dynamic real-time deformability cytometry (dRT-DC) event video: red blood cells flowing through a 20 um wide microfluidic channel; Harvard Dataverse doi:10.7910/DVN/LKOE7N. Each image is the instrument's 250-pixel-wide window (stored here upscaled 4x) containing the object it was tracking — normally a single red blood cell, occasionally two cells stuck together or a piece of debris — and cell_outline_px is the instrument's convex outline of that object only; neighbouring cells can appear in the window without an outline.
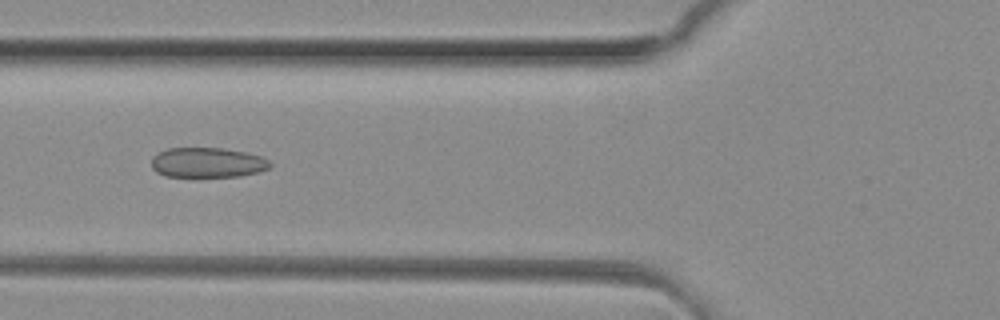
{"species": "common noctule bat (a hibernating species)", "species_latin": "Nyctalus noctula", "temperature_condition": "room temperature", "stored_images_in_passage": 35, "camera_frame_rate_fps": 3000, "um_per_image_px": 0.085, "animal": {"sex": "female", "body_mass_g": 29.2, "forearm_length_mm": 56.3}, "frame": {"image": 1, "passage_image": 4, "time_ms": 1.0, "image_size_px": [1000, 320], "cell_outline_px": [[272, 168], [260, 172], [240, 176], [196, 180], [164, 176], [156, 172], [152, 168], [152, 156], [168, 148], [220, 148], [244, 152], [260, 156], [268, 160], [272, 164]], "centroid_in_image_um": [17.62, 13.88], "position_along_channel_um": 108.2, "area_um2": 21.79}}
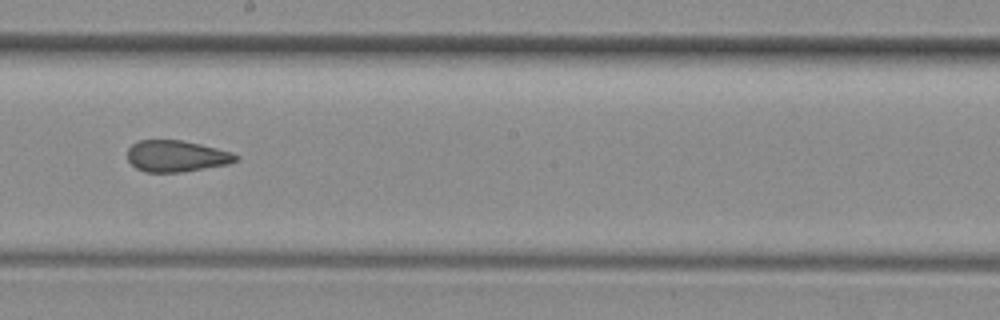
{"frame": {"image": 2, "passage_image": 13, "time_ms": 4.0, "image_size_px": [1000, 320], "cell_outline_px": [[240, 160], [228, 164], [184, 172], [144, 172], [136, 168], [128, 160], [128, 148], [132, 144], [140, 140], [180, 140], [200, 144], [232, 152], [240, 156]], "centroid_in_image_um": [15.02, 13.27], "position_along_channel_um": 233.2, "area_um2": 19.94}}
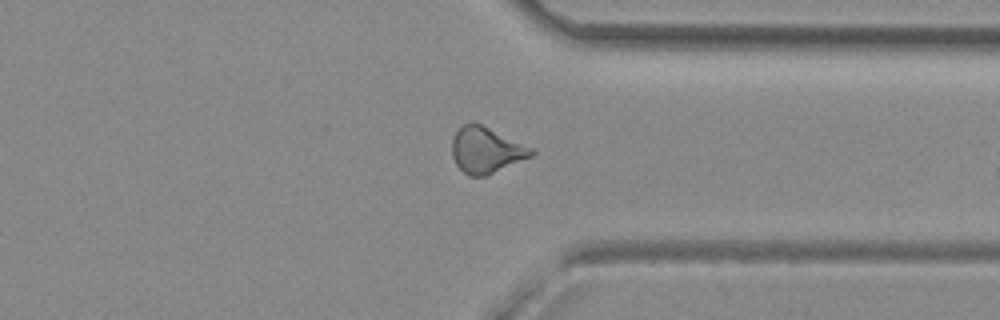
{"frame": {"image": 3, "passage_image": 23, "time_ms": 7.333, "image_size_px": [1000, 320], "cell_outline_px": [[536, 152], [532, 156], [484, 176], [468, 176], [456, 164], [452, 156], [452, 140], [456, 132], [464, 124], [480, 124], [536, 148]], "centroid_in_image_um": [41.36, 12.76], "position_along_channel_um": 370.0, "area_um2": 21.04}, "authors_computed_cell_mechanics": {"area_um2": 20.6924, "velocity_mm_per_s": 4.1603, "shape_relaxation_time_tau1_ms": null, "shape_relaxation_time_tau2_ms": 1.9153, "deformation_change_tau1": null, "deformation_change_tau2": 0.0828}}